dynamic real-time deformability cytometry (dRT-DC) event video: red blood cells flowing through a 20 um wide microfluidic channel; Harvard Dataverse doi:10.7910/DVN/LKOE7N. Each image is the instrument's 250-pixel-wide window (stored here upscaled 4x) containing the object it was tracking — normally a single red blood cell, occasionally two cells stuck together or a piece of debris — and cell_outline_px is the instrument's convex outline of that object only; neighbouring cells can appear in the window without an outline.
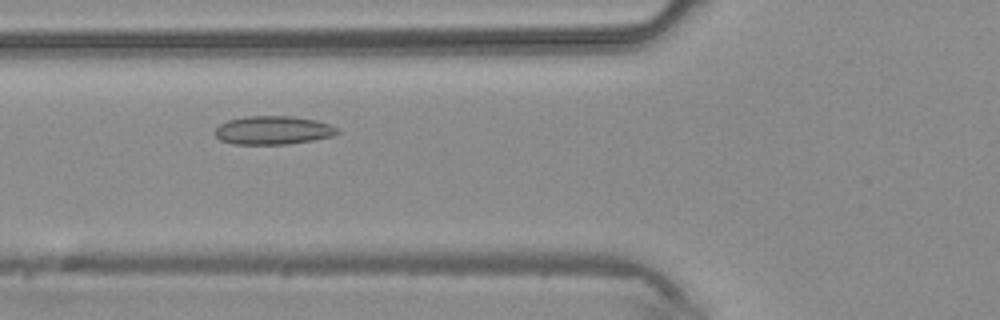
{"species": "common noctule bat (a hibernating species)", "species_latin": "Nyctalus noctula", "temperature_condition": "warm", "stored_images_in_passage": 31, "camera_frame_rate_fps": 3000, "um_per_image_px": 0.085, "animal": {"sex": "male", "body_mass_g": 20.4}, "frame": {"image": 1, "passage_image": 4, "time_ms": 1.0, "image_size_px": [1000, 320], "cell_outline_px": [[340, 132], [332, 136], [312, 140], [288, 144], [232, 144], [220, 140], [216, 136], [216, 128], [220, 124], [228, 120], [244, 116], [292, 116], [316, 120], [340, 128]], "centroid_in_image_um": [23.22, 11.07], "position_along_channel_um": 102.6, "area_um2": 20.35}}
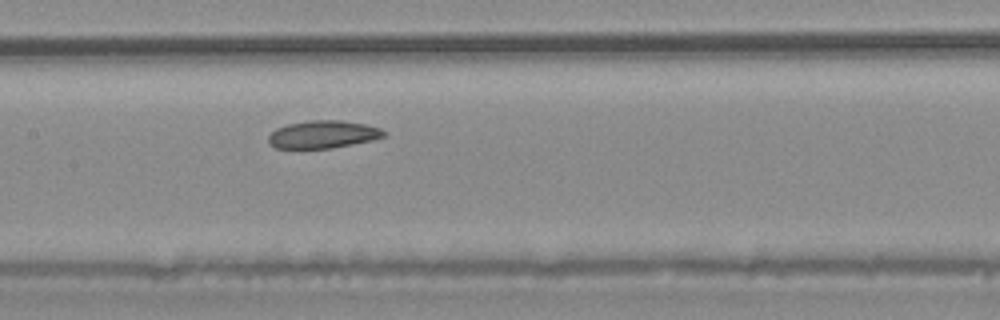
{"frame": {"image": 2, "passage_image": 9, "time_ms": 2.667, "image_size_px": [1000, 320], "cell_outline_px": [[384, 136], [372, 140], [332, 148], [276, 148], [268, 144], [268, 136], [276, 128], [288, 124], [308, 120], [340, 120], [364, 124], [380, 128], [384, 132]], "centroid_in_image_um": [27.41, 11.42], "position_along_channel_um": 180.0, "area_um2": 18.5}}
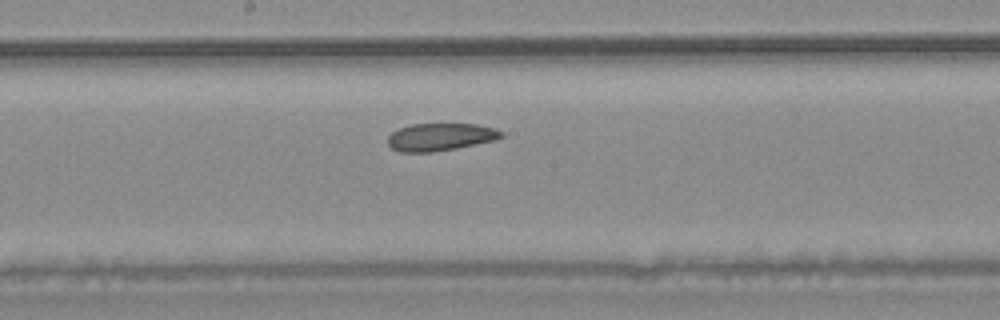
{"frame": {"image": 3, "passage_image": 11, "time_ms": 3.333, "image_size_px": [1000, 320], "cell_outline_px": [[504, 136], [496, 140], [456, 148], [432, 152], [400, 152], [392, 148], [388, 144], [388, 136], [392, 132], [400, 128], [412, 124], [476, 124], [496, 128], [504, 132]], "centroid_in_image_um": [37.46, 11.64], "position_along_channel_um": 210.7, "area_um2": 18.26}}